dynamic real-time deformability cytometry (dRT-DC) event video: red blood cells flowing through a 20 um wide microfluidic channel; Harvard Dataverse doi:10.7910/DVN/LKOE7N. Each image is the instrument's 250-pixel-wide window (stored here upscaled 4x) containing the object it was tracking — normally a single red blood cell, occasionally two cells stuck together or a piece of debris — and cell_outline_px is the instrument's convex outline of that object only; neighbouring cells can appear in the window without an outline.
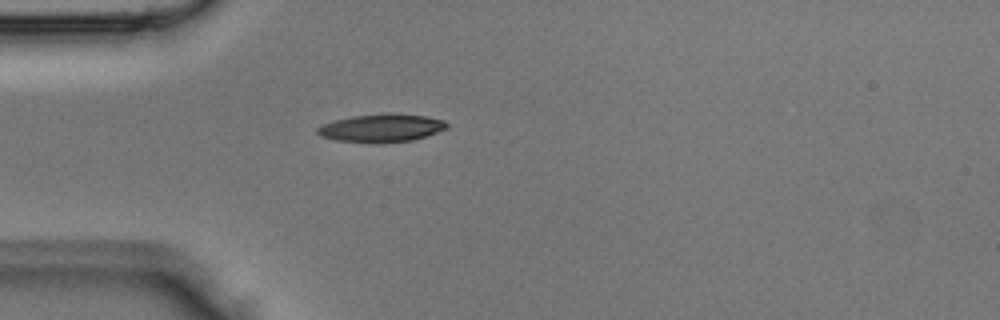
{"species": "Egyptian fruit bat (a non-hibernating species)", "species_latin": "Rousettus aegyptiacus", "temperature_condition": "room temperature", "stored_images_in_passage": 2, "camera_frame_rate_fps": 3000, "um_per_image_px": 0.085, "animal": {"sex": "male"}, "frame": {"image": 1, "passage_image": 2, "time_ms": 0.333, "image_size_px": [1000, 320], "cell_outline_px": [[448, 128], [412, 140], [380, 144], [376, 144], [336, 140], [320, 136], [316, 132], [316, 128], [324, 124], [336, 120], [352, 116], [388, 112], [392, 112], [428, 116], [444, 120], [448, 124]], "centroid_in_image_um": [32.43, 10.87], "position_along_channel_um": 52.6, "area_um2": 21.5}}